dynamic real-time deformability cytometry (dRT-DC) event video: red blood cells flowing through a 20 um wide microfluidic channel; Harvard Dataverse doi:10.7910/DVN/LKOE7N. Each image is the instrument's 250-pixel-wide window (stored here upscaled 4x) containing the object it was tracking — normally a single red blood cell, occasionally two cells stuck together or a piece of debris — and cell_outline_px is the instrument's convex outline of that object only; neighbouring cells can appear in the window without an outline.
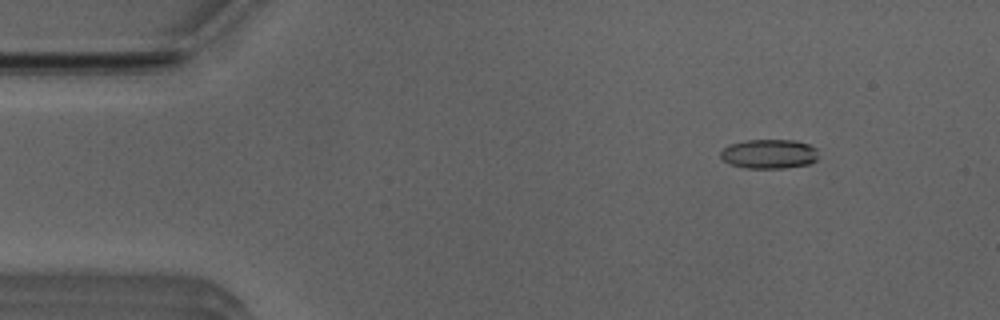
{"species": "Egyptian fruit bat (a non-hibernating species)", "species_latin": "Rousettus aegyptiacus", "temperature_condition": "room temperature", "stored_images_in_passage": 52, "camera_frame_rate_fps": 3000, "um_per_image_px": 0.085, "animal": {"sex": "male"}, "frame": {"image": 1, "passage_image": 6, "time_ms": 1.667, "image_size_px": [1000, 320], "cell_outline_px": [[820, 156], [816, 160], [808, 164], [784, 168], [744, 168], [732, 164], [724, 160], [720, 156], [720, 152], [724, 148], [732, 144], [744, 140], [796, 140], [808, 144], [816, 148]], "centroid_in_image_um": [65.41, 13.08], "position_along_channel_um": 19.6, "area_um2": 16.76}}
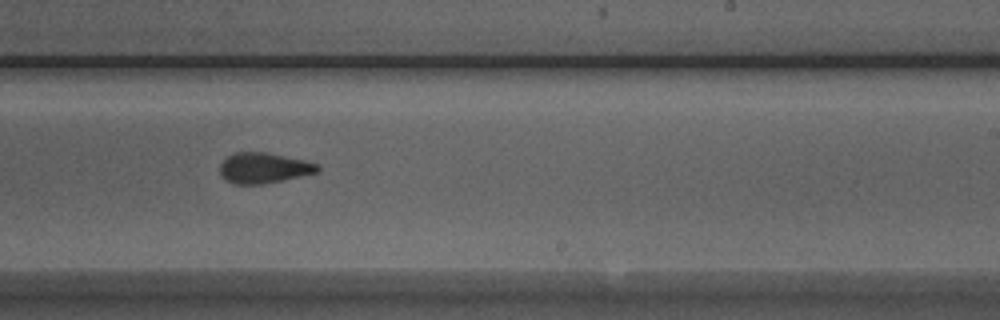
{"frame": {"image": 2, "passage_image": 31, "time_ms": 10.0, "image_size_px": [1000, 320], "cell_outline_px": [[320, 172], [284, 180], [264, 184], [232, 184], [220, 176], [220, 164], [232, 152], [264, 152], [304, 160], [320, 164]], "centroid_in_image_um": [22.43, 14.29], "position_along_channel_um": 266.6, "area_um2": 17.57}}
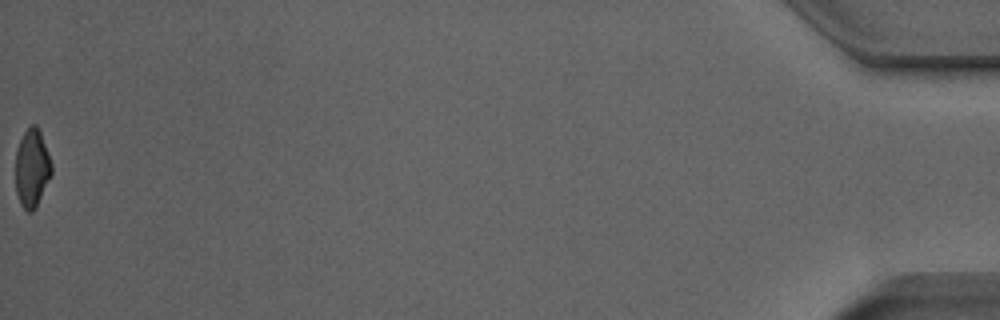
{"frame": {"image": 3, "passage_image": 52, "time_ms": 17.0, "image_size_px": [1000, 320], "cell_outline_px": [[52, 172], [36, 208], [32, 212], [28, 212], [20, 204], [16, 192], [16, 148], [24, 132], [32, 124], [36, 124], [40, 132], [52, 164]], "centroid_in_image_um": [2.71, 14.31], "position_along_channel_um": 432.5, "area_um2": 16.3}, "authors_computed_cell_mechanics": {"area_um2": 17.34, "velocity_mm_per_s": 3.9409, "shape_relaxation_time_tau1_ms": null, "shape_relaxation_time_tau2_ms": 2.232, "deformation_change_tau1": null, "deformation_change_tau2": 0.0874}}